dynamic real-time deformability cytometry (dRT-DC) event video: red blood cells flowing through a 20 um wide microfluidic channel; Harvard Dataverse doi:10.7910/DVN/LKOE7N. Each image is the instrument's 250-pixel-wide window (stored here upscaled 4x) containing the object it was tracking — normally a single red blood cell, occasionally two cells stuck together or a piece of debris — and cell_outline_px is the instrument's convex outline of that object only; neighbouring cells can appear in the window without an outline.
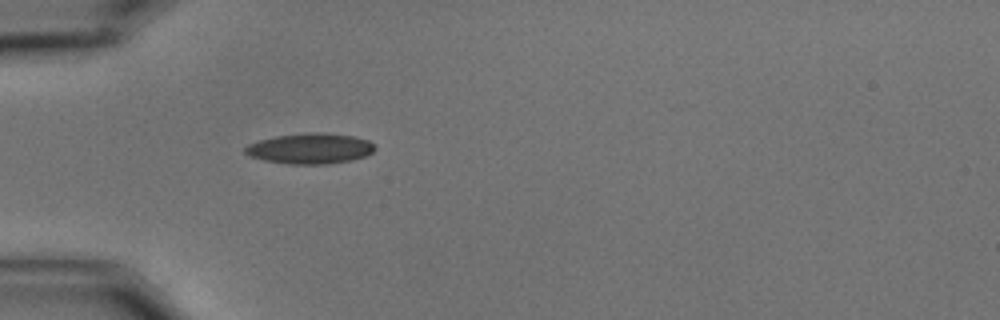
{"species": "common noctule bat (a hibernating species)", "species_latin": "Nyctalus noctula", "temperature_condition": "cold", "stored_images_in_passage": 41, "camera_frame_rate_fps": 3000, "um_per_image_px": 0.085, "animal": {"sex": "male", "body_mass_g": 15.6}, "frame": {"image": 1, "passage_image": 1, "time_ms": 0.0, "image_size_px": [1000, 320], "cell_outline_px": [[376, 148], [372, 152], [364, 156], [352, 160], [328, 164], [288, 164], [264, 160], [252, 156], [244, 152], [244, 148], [248, 144], [260, 140], [276, 136], [316, 132], [352, 136], [368, 140]], "centroid_in_image_um": [26.36, 12.63], "position_along_channel_um": 58.6, "area_um2": 22.77}}
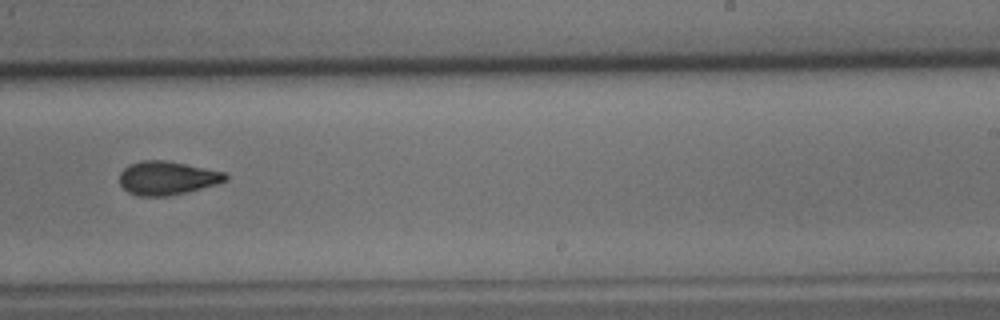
{"frame": {"image": 2, "passage_image": 20, "time_ms": 6.333, "image_size_px": [1000, 320], "cell_outline_px": [[228, 180], [216, 184], [168, 196], [140, 196], [128, 192], [120, 184], [120, 172], [128, 164], [140, 160], [164, 160], [224, 172], [228, 176]], "centroid_in_image_um": [14.17, 15.12], "position_along_channel_um": 274.8, "area_um2": 20.52}}
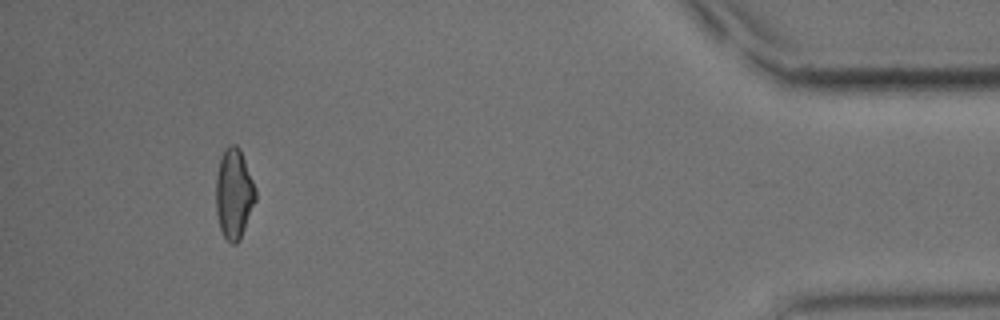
{"frame": {"image": 3, "passage_image": 37, "time_ms": 12.0, "image_size_px": [1000, 320], "cell_outline_px": [[256, 200], [240, 240], [236, 244], [232, 244], [224, 236], [220, 228], [216, 212], [216, 176], [220, 156], [224, 148], [232, 144], [236, 144], [240, 148], [256, 188]], "centroid_in_image_um": [19.88, 16.44], "position_along_channel_um": 415.3, "area_um2": 20.98}, "authors_computed_cell_mechanics": {"area_um2": 20.7502, "velocity_mm_per_s": 3.4971, "shape_relaxation_time_tau1_ms": 5.8167, "shape_relaxation_time_tau2_ms": 2.8355, "deformation_change_tau1": 0.1509, "deformation_change_tau2": 0.0966}}